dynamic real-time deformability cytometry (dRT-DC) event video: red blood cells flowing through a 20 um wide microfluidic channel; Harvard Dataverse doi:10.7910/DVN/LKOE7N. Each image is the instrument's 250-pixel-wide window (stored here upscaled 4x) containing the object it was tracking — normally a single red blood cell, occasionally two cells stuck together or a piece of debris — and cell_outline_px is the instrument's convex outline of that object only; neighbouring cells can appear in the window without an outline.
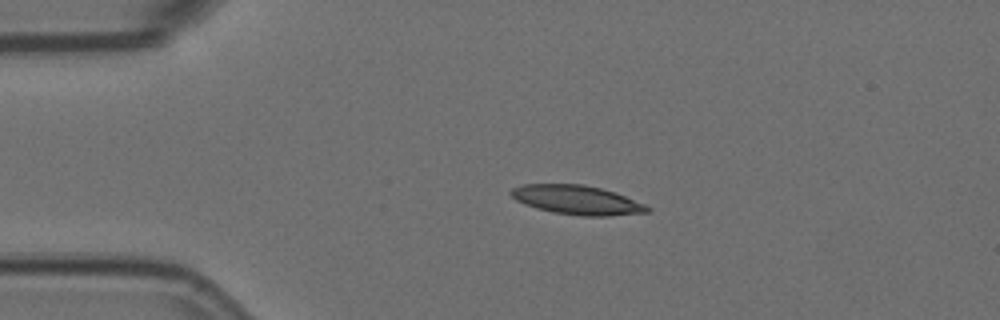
{"species": "Egyptian fruit bat (a non-hibernating species)", "species_latin": "Rousettus aegyptiacus", "temperature_condition": "room temperature", "stored_images_in_passage": 2, "camera_frame_rate_fps": 3000, "um_per_image_px": 0.085, "animal": {"sex": "female"}, "frame": {"image": 1, "passage_image": 1, "time_ms": 0.0, "image_size_px": [1000, 320], "cell_outline_px": [[652, 208], [648, 212], [608, 216], [580, 216], [552, 212], [536, 208], [524, 204], [516, 200], [508, 192], [512, 188], [524, 184], [584, 184], [616, 192], [644, 204]], "centroid_in_image_um": [49.03, 16.99], "position_along_channel_um": 36.0, "area_um2": 23.24}}